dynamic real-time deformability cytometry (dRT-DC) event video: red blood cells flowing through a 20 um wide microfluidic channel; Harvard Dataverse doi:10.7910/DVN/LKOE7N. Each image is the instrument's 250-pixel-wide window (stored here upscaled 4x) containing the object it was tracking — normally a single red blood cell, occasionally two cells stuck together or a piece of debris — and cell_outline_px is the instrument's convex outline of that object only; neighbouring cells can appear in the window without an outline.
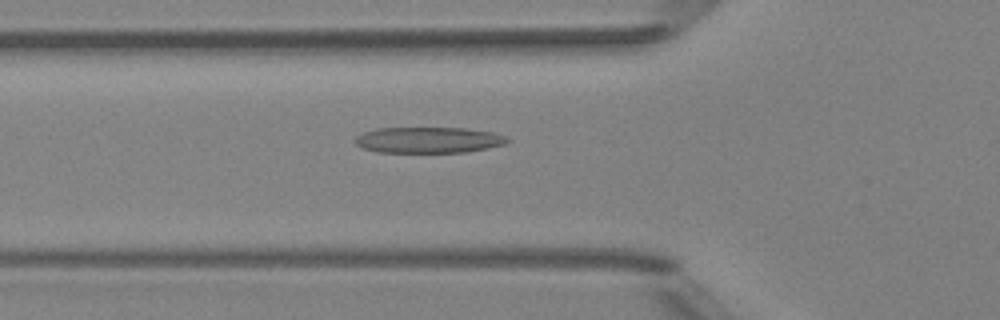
{"species": "Egyptian fruit bat (a non-hibernating species)", "species_latin": "Rousettus aegyptiacus", "temperature_condition": "room temperature", "stored_images_in_passage": 51, "camera_frame_rate_fps": 3000, "um_per_image_px": 0.085, "animal": {"sex": "female"}, "frame": {"image": 1, "passage_image": 18, "time_ms": 5.667, "image_size_px": [1000, 320], "cell_outline_px": [[512, 140], [504, 144], [488, 148], [468, 152], [376, 152], [360, 148], [352, 140], [356, 136], [364, 132], [376, 128], [464, 128], [492, 132], [504, 136]], "centroid_in_image_um": [36.38, 11.9], "position_along_channel_um": 89.4, "area_um2": 23.18}}
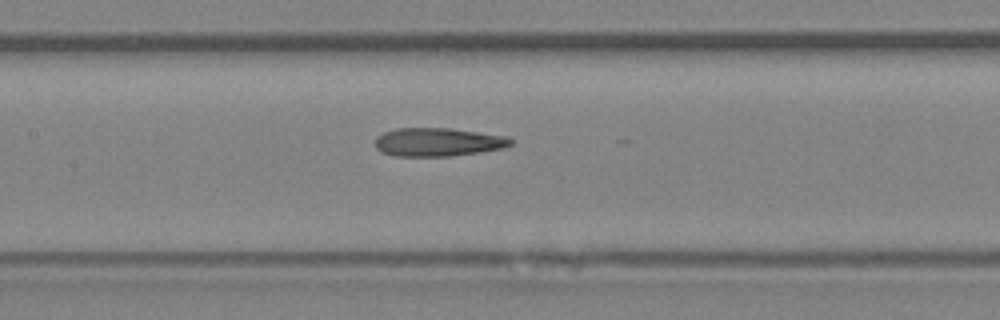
{"frame": {"image": 2, "passage_image": 24, "time_ms": 7.667, "image_size_px": [1000, 320], "cell_outline_px": [[512, 144], [504, 148], [448, 156], [396, 156], [380, 152], [376, 148], [376, 136], [384, 132], [396, 128], [452, 128], [508, 136], [512, 140]], "centroid_in_image_um": [37.21, 12.06], "position_along_channel_um": 170.2, "area_um2": 22.48}}
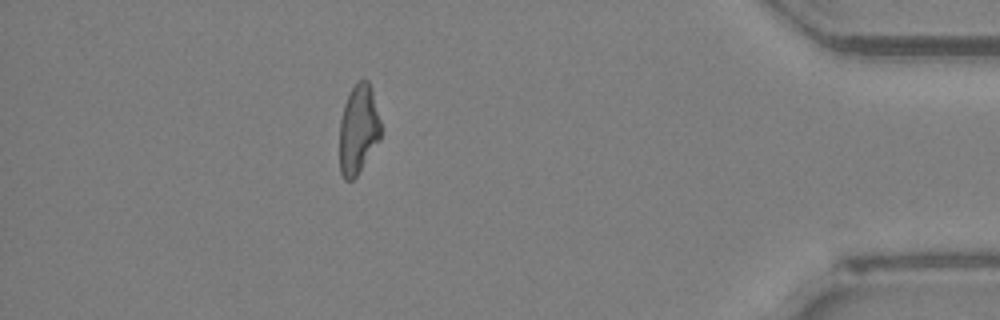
{"frame": {"image": 3, "passage_image": 45, "time_ms": 14.667, "image_size_px": [1000, 320], "cell_outline_px": [[380, 140], [356, 176], [352, 180], [344, 180], [340, 172], [340, 120], [344, 104], [356, 80], [368, 80], [372, 92], [380, 120]], "centroid_in_image_um": [30.45, 11.01], "position_along_channel_um": 404.8, "area_um2": 21.27}, "authors_computed_cell_mechanics": {"area_um2": 23.0044, "velocity_mm_per_s": 4.0416, "shape_relaxation_time_tau1_ms": null, "shape_relaxation_time_tau2_ms": 2.5198, "deformation_change_tau1": null, "deformation_change_tau2": 0.1393}}